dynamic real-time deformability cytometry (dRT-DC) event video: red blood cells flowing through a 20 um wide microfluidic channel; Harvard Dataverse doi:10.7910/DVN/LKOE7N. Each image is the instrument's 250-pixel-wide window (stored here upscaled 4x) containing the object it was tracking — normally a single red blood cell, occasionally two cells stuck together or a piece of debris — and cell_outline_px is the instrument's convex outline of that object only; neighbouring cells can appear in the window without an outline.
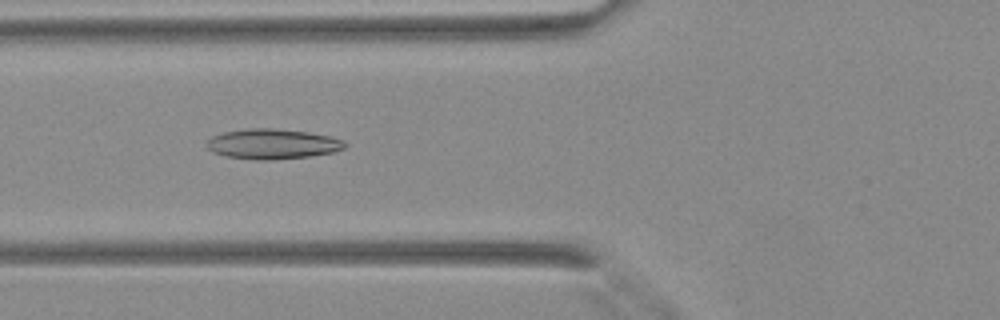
{"species": "Egyptian fruit bat (a non-hibernating species)", "species_latin": "Rousettus aegyptiacus", "temperature_condition": "warm", "stored_images_in_passage": 19, "camera_frame_rate_fps": 3000, "um_per_image_px": 0.085, "animal": {"sex": "female"}, "frame": {"image": 1, "passage_image": 5, "time_ms": 1.333, "image_size_px": [1000, 320], "cell_outline_px": [[348, 144], [344, 148], [332, 152], [308, 156], [272, 160], [260, 160], [228, 156], [212, 152], [204, 144], [212, 136], [224, 132], [244, 128], [272, 128], [308, 132], [328, 136], [344, 140]], "centroid_in_image_um": [23.14, 12.23], "position_along_channel_um": 102.7, "area_um2": 24.16}}
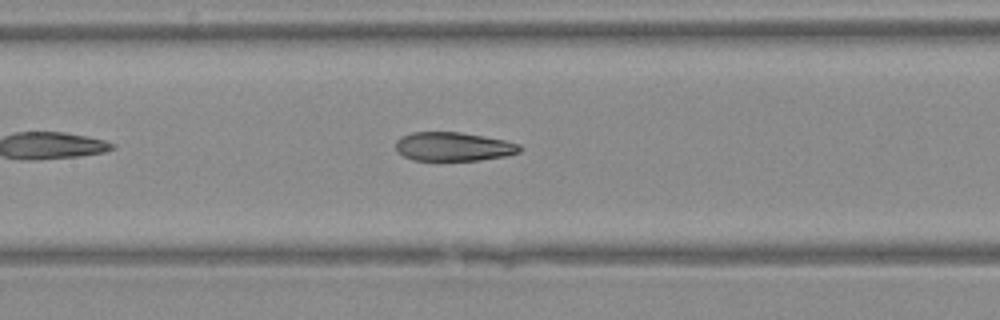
{"frame": {"image": 2, "passage_image": 9, "time_ms": 2.667, "image_size_px": [1000, 320], "cell_outline_px": [[524, 148], [520, 152], [504, 156], [480, 160], [412, 160], [396, 152], [396, 140], [400, 136], [412, 132], [460, 132], [484, 136], [504, 140], [520, 144]], "centroid_in_image_um": [38.53, 12.46], "position_along_channel_um": 168.9, "area_um2": 20.98}}
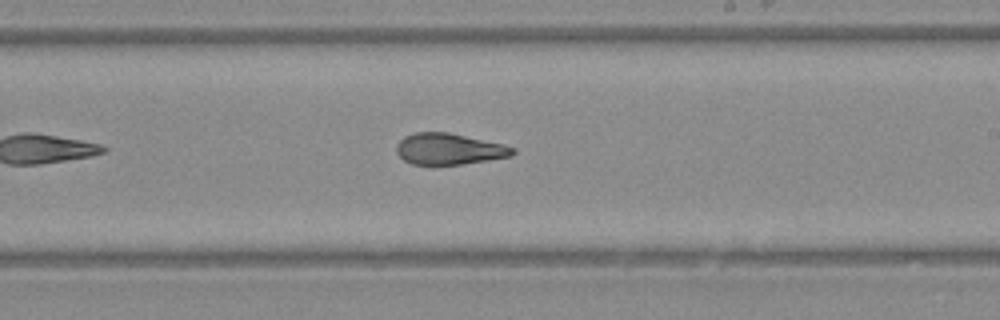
{"frame": {"image": 3, "passage_image": 14, "time_ms": 4.333, "image_size_px": [1000, 320], "cell_outline_px": [[516, 152], [512, 156], [460, 164], [412, 164], [404, 160], [396, 152], [396, 144], [404, 136], [416, 132], [448, 132], [504, 144], [516, 148]], "centroid_in_image_um": [38.17, 12.65], "position_along_channel_um": 250.8, "area_um2": 21.1}}